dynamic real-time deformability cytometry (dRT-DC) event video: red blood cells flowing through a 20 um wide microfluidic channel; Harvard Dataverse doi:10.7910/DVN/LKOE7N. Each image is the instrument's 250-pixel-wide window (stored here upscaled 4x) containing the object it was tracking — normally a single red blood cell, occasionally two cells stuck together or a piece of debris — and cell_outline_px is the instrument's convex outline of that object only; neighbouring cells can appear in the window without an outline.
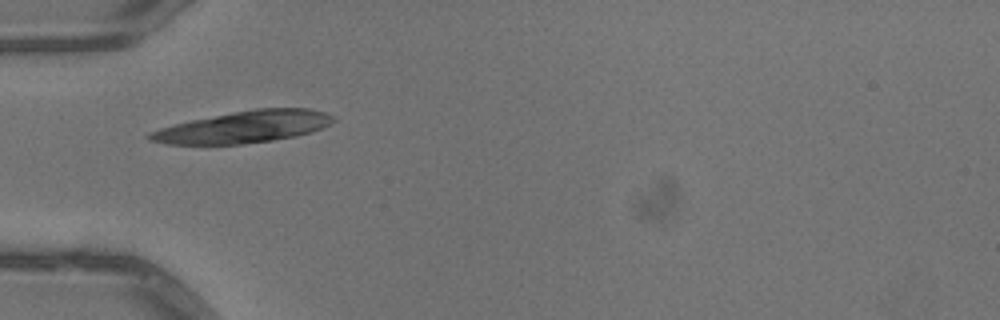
{"species": "common noctule bat (a hibernating species)", "species_latin": "Nyctalus noctula", "temperature_condition": "warm", "stored_images_in_passage": 4, "camera_frame_rate_fps": 3000, "um_per_image_px": 0.085, "animal": {"sex": "male", "body_mass_g": 13.3}, "frame": {"image": 1, "passage_image": 1, "time_ms": 0.0, "image_size_px": [1000, 320], "cell_outline_px": [[336, 120], [332, 124], [312, 132], [296, 136], [272, 140], [240, 144], [168, 144], [148, 140], [144, 136], [148, 132], [160, 128], [192, 120], [256, 108], [308, 108], [324, 112], [332, 116]], "centroid_in_image_um": [20.73, 10.79], "position_along_channel_um": 64.3, "area_um2": 33.87}}